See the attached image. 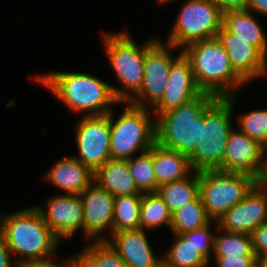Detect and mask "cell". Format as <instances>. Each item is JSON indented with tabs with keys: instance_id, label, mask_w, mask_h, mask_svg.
I'll use <instances>...</instances> for the list:
<instances>
[{
	"instance_id": "1",
	"label": "cell",
	"mask_w": 267,
	"mask_h": 267,
	"mask_svg": "<svg viewBox=\"0 0 267 267\" xmlns=\"http://www.w3.org/2000/svg\"><path fill=\"white\" fill-rule=\"evenodd\" d=\"M35 78L70 110L87 116L109 114L111 105L120 102L112 85L86 73L52 72Z\"/></svg>"
},
{
	"instance_id": "2",
	"label": "cell",
	"mask_w": 267,
	"mask_h": 267,
	"mask_svg": "<svg viewBox=\"0 0 267 267\" xmlns=\"http://www.w3.org/2000/svg\"><path fill=\"white\" fill-rule=\"evenodd\" d=\"M0 233L13 258L16 256L14 262L18 267L28 261L53 256L60 242L44 222L37 207L0 217Z\"/></svg>"
},
{
	"instance_id": "3",
	"label": "cell",
	"mask_w": 267,
	"mask_h": 267,
	"mask_svg": "<svg viewBox=\"0 0 267 267\" xmlns=\"http://www.w3.org/2000/svg\"><path fill=\"white\" fill-rule=\"evenodd\" d=\"M182 52L190 60L196 85L202 92L225 98L234 96L235 89L245 83L233 70L217 37L193 42Z\"/></svg>"
},
{
	"instance_id": "4",
	"label": "cell",
	"mask_w": 267,
	"mask_h": 267,
	"mask_svg": "<svg viewBox=\"0 0 267 267\" xmlns=\"http://www.w3.org/2000/svg\"><path fill=\"white\" fill-rule=\"evenodd\" d=\"M233 95L215 98L204 109V123L194 151L188 156L193 171H222L226 143L232 130Z\"/></svg>"
},
{
	"instance_id": "5",
	"label": "cell",
	"mask_w": 267,
	"mask_h": 267,
	"mask_svg": "<svg viewBox=\"0 0 267 267\" xmlns=\"http://www.w3.org/2000/svg\"><path fill=\"white\" fill-rule=\"evenodd\" d=\"M215 98L202 92L193 100L156 117V143L189 156L200 138L204 109Z\"/></svg>"
},
{
	"instance_id": "6",
	"label": "cell",
	"mask_w": 267,
	"mask_h": 267,
	"mask_svg": "<svg viewBox=\"0 0 267 267\" xmlns=\"http://www.w3.org/2000/svg\"><path fill=\"white\" fill-rule=\"evenodd\" d=\"M157 40L151 38L145 45L139 46L126 32L104 35L103 42L109 63L123 88H125L122 90L111 86L120 102L127 103L133 97V94L135 95L141 89L145 54Z\"/></svg>"
},
{
	"instance_id": "7",
	"label": "cell",
	"mask_w": 267,
	"mask_h": 267,
	"mask_svg": "<svg viewBox=\"0 0 267 267\" xmlns=\"http://www.w3.org/2000/svg\"><path fill=\"white\" fill-rule=\"evenodd\" d=\"M148 107H137L129 103L116 121L110 117V153L112 159L127 160L134 153H144L156 143V119L151 117Z\"/></svg>"
},
{
	"instance_id": "8",
	"label": "cell",
	"mask_w": 267,
	"mask_h": 267,
	"mask_svg": "<svg viewBox=\"0 0 267 267\" xmlns=\"http://www.w3.org/2000/svg\"><path fill=\"white\" fill-rule=\"evenodd\" d=\"M256 179L245 173L206 170L199 172V195L207 215L217 221L240 203L255 186Z\"/></svg>"
},
{
	"instance_id": "9",
	"label": "cell",
	"mask_w": 267,
	"mask_h": 267,
	"mask_svg": "<svg viewBox=\"0 0 267 267\" xmlns=\"http://www.w3.org/2000/svg\"><path fill=\"white\" fill-rule=\"evenodd\" d=\"M222 22L223 13L210 0H187L180 9L167 43L185 48L193 42L215 38Z\"/></svg>"
},
{
	"instance_id": "10",
	"label": "cell",
	"mask_w": 267,
	"mask_h": 267,
	"mask_svg": "<svg viewBox=\"0 0 267 267\" xmlns=\"http://www.w3.org/2000/svg\"><path fill=\"white\" fill-rule=\"evenodd\" d=\"M76 142L79 152L77 160L95 172L111 158L110 117L105 115H83L76 126Z\"/></svg>"
},
{
	"instance_id": "11",
	"label": "cell",
	"mask_w": 267,
	"mask_h": 267,
	"mask_svg": "<svg viewBox=\"0 0 267 267\" xmlns=\"http://www.w3.org/2000/svg\"><path fill=\"white\" fill-rule=\"evenodd\" d=\"M162 43L163 42L158 39L146 51L141 89L128 103L137 107L147 108L148 105L146 102L149 101L153 107L163 96L169 77L170 67L177 58H173L168 51V48L176 47L168 43H166L167 45L165 46V43Z\"/></svg>"
},
{
	"instance_id": "12",
	"label": "cell",
	"mask_w": 267,
	"mask_h": 267,
	"mask_svg": "<svg viewBox=\"0 0 267 267\" xmlns=\"http://www.w3.org/2000/svg\"><path fill=\"white\" fill-rule=\"evenodd\" d=\"M84 222L82 232L93 241H106L103 230L113 233L114 196L92 182L81 194ZM101 235V236H100Z\"/></svg>"
},
{
	"instance_id": "13",
	"label": "cell",
	"mask_w": 267,
	"mask_h": 267,
	"mask_svg": "<svg viewBox=\"0 0 267 267\" xmlns=\"http://www.w3.org/2000/svg\"><path fill=\"white\" fill-rule=\"evenodd\" d=\"M202 91L197 87L190 60L181 51L177 59L172 63L169 77L161 99L152 107L153 116L175 109L197 96Z\"/></svg>"
},
{
	"instance_id": "14",
	"label": "cell",
	"mask_w": 267,
	"mask_h": 267,
	"mask_svg": "<svg viewBox=\"0 0 267 267\" xmlns=\"http://www.w3.org/2000/svg\"><path fill=\"white\" fill-rule=\"evenodd\" d=\"M263 169L262 145L239 129L232 128L226 143L222 172L245 173L260 179Z\"/></svg>"
},
{
	"instance_id": "15",
	"label": "cell",
	"mask_w": 267,
	"mask_h": 267,
	"mask_svg": "<svg viewBox=\"0 0 267 267\" xmlns=\"http://www.w3.org/2000/svg\"><path fill=\"white\" fill-rule=\"evenodd\" d=\"M44 222L60 240L83 229L84 213L80 195L63 194L48 199L47 209L37 207Z\"/></svg>"
},
{
	"instance_id": "16",
	"label": "cell",
	"mask_w": 267,
	"mask_h": 267,
	"mask_svg": "<svg viewBox=\"0 0 267 267\" xmlns=\"http://www.w3.org/2000/svg\"><path fill=\"white\" fill-rule=\"evenodd\" d=\"M216 37L226 49L233 70L245 82L266 75L267 58L256 47L248 44V41L237 38L223 25Z\"/></svg>"
},
{
	"instance_id": "17",
	"label": "cell",
	"mask_w": 267,
	"mask_h": 267,
	"mask_svg": "<svg viewBox=\"0 0 267 267\" xmlns=\"http://www.w3.org/2000/svg\"><path fill=\"white\" fill-rule=\"evenodd\" d=\"M217 221L223 231L251 235L259 225L267 221L263 194L254 186L240 203L229 209Z\"/></svg>"
},
{
	"instance_id": "18",
	"label": "cell",
	"mask_w": 267,
	"mask_h": 267,
	"mask_svg": "<svg viewBox=\"0 0 267 267\" xmlns=\"http://www.w3.org/2000/svg\"><path fill=\"white\" fill-rule=\"evenodd\" d=\"M112 238V239H110ZM106 241L115 249L126 267H157L160 256L153 253L143 229L122 230L111 234Z\"/></svg>"
},
{
	"instance_id": "19",
	"label": "cell",
	"mask_w": 267,
	"mask_h": 267,
	"mask_svg": "<svg viewBox=\"0 0 267 267\" xmlns=\"http://www.w3.org/2000/svg\"><path fill=\"white\" fill-rule=\"evenodd\" d=\"M93 176L94 172L71 156L54 164L45 178L65 194L80 195L93 182Z\"/></svg>"
},
{
	"instance_id": "20",
	"label": "cell",
	"mask_w": 267,
	"mask_h": 267,
	"mask_svg": "<svg viewBox=\"0 0 267 267\" xmlns=\"http://www.w3.org/2000/svg\"><path fill=\"white\" fill-rule=\"evenodd\" d=\"M93 182L114 197L142 194L130 174L128 159H110L94 172Z\"/></svg>"
},
{
	"instance_id": "21",
	"label": "cell",
	"mask_w": 267,
	"mask_h": 267,
	"mask_svg": "<svg viewBox=\"0 0 267 267\" xmlns=\"http://www.w3.org/2000/svg\"><path fill=\"white\" fill-rule=\"evenodd\" d=\"M153 168L158 186L183 179L192 170L188 156L158 143L153 145Z\"/></svg>"
},
{
	"instance_id": "22",
	"label": "cell",
	"mask_w": 267,
	"mask_h": 267,
	"mask_svg": "<svg viewBox=\"0 0 267 267\" xmlns=\"http://www.w3.org/2000/svg\"><path fill=\"white\" fill-rule=\"evenodd\" d=\"M222 25L237 38L248 41V44L256 47L267 58V38L250 10L223 13Z\"/></svg>"
},
{
	"instance_id": "23",
	"label": "cell",
	"mask_w": 267,
	"mask_h": 267,
	"mask_svg": "<svg viewBox=\"0 0 267 267\" xmlns=\"http://www.w3.org/2000/svg\"><path fill=\"white\" fill-rule=\"evenodd\" d=\"M193 173L192 178L188 175L183 179L158 187L157 193L171 212L193 201L199 195V172L193 171Z\"/></svg>"
},
{
	"instance_id": "24",
	"label": "cell",
	"mask_w": 267,
	"mask_h": 267,
	"mask_svg": "<svg viewBox=\"0 0 267 267\" xmlns=\"http://www.w3.org/2000/svg\"><path fill=\"white\" fill-rule=\"evenodd\" d=\"M73 258L75 267H126L107 241H93Z\"/></svg>"
},
{
	"instance_id": "25",
	"label": "cell",
	"mask_w": 267,
	"mask_h": 267,
	"mask_svg": "<svg viewBox=\"0 0 267 267\" xmlns=\"http://www.w3.org/2000/svg\"><path fill=\"white\" fill-rule=\"evenodd\" d=\"M212 219L207 215L200 195L193 201L172 212L171 230L174 234H183L209 224Z\"/></svg>"
},
{
	"instance_id": "26",
	"label": "cell",
	"mask_w": 267,
	"mask_h": 267,
	"mask_svg": "<svg viewBox=\"0 0 267 267\" xmlns=\"http://www.w3.org/2000/svg\"><path fill=\"white\" fill-rule=\"evenodd\" d=\"M142 194L114 197L113 233L141 228Z\"/></svg>"
},
{
	"instance_id": "27",
	"label": "cell",
	"mask_w": 267,
	"mask_h": 267,
	"mask_svg": "<svg viewBox=\"0 0 267 267\" xmlns=\"http://www.w3.org/2000/svg\"><path fill=\"white\" fill-rule=\"evenodd\" d=\"M215 222L216 229L222 233L214 237V257L256 256L250 234L223 231L219 228L218 221Z\"/></svg>"
},
{
	"instance_id": "28",
	"label": "cell",
	"mask_w": 267,
	"mask_h": 267,
	"mask_svg": "<svg viewBox=\"0 0 267 267\" xmlns=\"http://www.w3.org/2000/svg\"><path fill=\"white\" fill-rule=\"evenodd\" d=\"M172 212L160 195L155 193H143L140 212L141 229H155L161 225L171 226Z\"/></svg>"
},
{
	"instance_id": "29",
	"label": "cell",
	"mask_w": 267,
	"mask_h": 267,
	"mask_svg": "<svg viewBox=\"0 0 267 267\" xmlns=\"http://www.w3.org/2000/svg\"><path fill=\"white\" fill-rule=\"evenodd\" d=\"M128 168L142 194L157 192L159 186L153 168V146L138 157L128 159Z\"/></svg>"
},
{
	"instance_id": "30",
	"label": "cell",
	"mask_w": 267,
	"mask_h": 267,
	"mask_svg": "<svg viewBox=\"0 0 267 267\" xmlns=\"http://www.w3.org/2000/svg\"><path fill=\"white\" fill-rule=\"evenodd\" d=\"M175 241L162 257L176 267H207L209 262L180 234H174Z\"/></svg>"
},
{
	"instance_id": "31",
	"label": "cell",
	"mask_w": 267,
	"mask_h": 267,
	"mask_svg": "<svg viewBox=\"0 0 267 267\" xmlns=\"http://www.w3.org/2000/svg\"><path fill=\"white\" fill-rule=\"evenodd\" d=\"M237 123L240 131L261 145L267 140V109L241 114Z\"/></svg>"
},
{
	"instance_id": "32",
	"label": "cell",
	"mask_w": 267,
	"mask_h": 267,
	"mask_svg": "<svg viewBox=\"0 0 267 267\" xmlns=\"http://www.w3.org/2000/svg\"><path fill=\"white\" fill-rule=\"evenodd\" d=\"M213 220L207 224L206 226L195 229L193 231L184 232L180 234L183 238H185L188 242L192 244V246L210 263V253L214 250V237L210 232V224Z\"/></svg>"
},
{
	"instance_id": "33",
	"label": "cell",
	"mask_w": 267,
	"mask_h": 267,
	"mask_svg": "<svg viewBox=\"0 0 267 267\" xmlns=\"http://www.w3.org/2000/svg\"><path fill=\"white\" fill-rule=\"evenodd\" d=\"M217 267H257V256L215 257Z\"/></svg>"
},
{
	"instance_id": "34",
	"label": "cell",
	"mask_w": 267,
	"mask_h": 267,
	"mask_svg": "<svg viewBox=\"0 0 267 267\" xmlns=\"http://www.w3.org/2000/svg\"><path fill=\"white\" fill-rule=\"evenodd\" d=\"M251 236L253 251L257 258L267 255V221L259 225Z\"/></svg>"
},
{
	"instance_id": "35",
	"label": "cell",
	"mask_w": 267,
	"mask_h": 267,
	"mask_svg": "<svg viewBox=\"0 0 267 267\" xmlns=\"http://www.w3.org/2000/svg\"><path fill=\"white\" fill-rule=\"evenodd\" d=\"M53 256L32 260L21 264L19 267H75L73 258L67 259L61 262L62 264H56L52 262Z\"/></svg>"
},
{
	"instance_id": "36",
	"label": "cell",
	"mask_w": 267,
	"mask_h": 267,
	"mask_svg": "<svg viewBox=\"0 0 267 267\" xmlns=\"http://www.w3.org/2000/svg\"><path fill=\"white\" fill-rule=\"evenodd\" d=\"M222 13L229 11L247 10L249 0H210Z\"/></svg>"
},
{
	"instance_id": "37",
	"label": "cell",
	"mask_w": 267,
	"mask_h": 267,
	"mask_svg": "<svg viewBox=\"0 0 267 267\" xmlns=\"http://www.w3.org/2000/svg\"><path fill=\"white\" fill-rule=\"evenodd\" d=\"M12 254L7 246L4 236L0 233V267H18V265L12 263ZM11 264H14L13 266Z\"/></svg>"
},
{
	"instance_id": "38",
	"label": "cell",
	"mask_w": 267,
	"mask_h": 267,
	"mask_svg": "<svg viewBox=\"0 0 267 267\" xmlns=\"http://www.w3.org/2000/svg\"><path fill=\"white\" fill-rule=\"evenodd\" d=\"M247 10L251 12L254 10L267 16V0H249Z\"/></svg>"
},
{
	"instance_id": "39",
	"label": "cell",
	"mask_w": 267,
	"mask_h": 267,
	"mask_svg": "<svg viewBox=\"0 0 267 267\" xmlns=\"http://www.w3.org/2000/svg\"><path fill=\"white\" fill-rule=\"evenodd\" d=\"M255 187L263 194L267 208V185L261 179H256Z\"/></svg>"
},
{
	"instance_id": "40",
	"label": "cell",
	"mask_w": 267,
	"mask_h": 267,
	"mask_svg": "<svg viewBox=\"0 0 267 267\" xmlns=\"http://www.w3.org/2000/svg\"><path fill=\"white\" fill-rule=\"evenodd\" d=\"M257 267H267V255L257 258Z\"/></svg>"
},
{
	"instance_id": "41",
	"label": "cell",
	"mask_w": 267,
	"mask_h": 267,
	"mask_svg": "<svg viewBox=\"0 0 267 267\" xmlns=\"http://www.w3.org/2000/svg\"><path fill=\"white\" fill-rule=\"evenodd\" d=\"M260 179L267 185V160L264 162V169Z\"/></svg>"
},
{
	"instance_id": "42",
	"label": "cell",
	"mask_w": 267,
	"mask_h": 267,
	"mask_svg": "<svg viewBox=\"0 0 267 267\" xmlns=\"http://www.w3.org/2000/svg\"><path fill=\"white\" fill-rule=\"evenodd\" d=\"M157 267H176V266H173V265L169 264L163 258H161L159 260V263H158V266Z\"/></svg>"
},
{
	"instance_id": "43",
	"label": "cell",
	"mask_w": 267,
	"mask_h": 267,
	"mask_svg": "<svg viewBox=\"0 0 267 267\" xmlns=\"http://www.w3.org/2000/svg\"><path fill=\"white\" fill-rule=\"evenodd\" d=\"M266 152H267V140L262 144V155L264 162L267 160V158H265Z\"/></svg>"
},
{
	"instance_id": "44",
	"label": "cell",
	"mask_w": 267,
	"mask_h": 267,
	"mask_svg": "<svg viewBox=\"0 0 267 267\" xmlns=\"http://www.w3.org/2000/svg\"><path fill=\"white\" fill-rule=\"evenodd\" d=\"M160 3H166V2H169V1H174V0H158Z\"/></svg>"
}]
</instances>
